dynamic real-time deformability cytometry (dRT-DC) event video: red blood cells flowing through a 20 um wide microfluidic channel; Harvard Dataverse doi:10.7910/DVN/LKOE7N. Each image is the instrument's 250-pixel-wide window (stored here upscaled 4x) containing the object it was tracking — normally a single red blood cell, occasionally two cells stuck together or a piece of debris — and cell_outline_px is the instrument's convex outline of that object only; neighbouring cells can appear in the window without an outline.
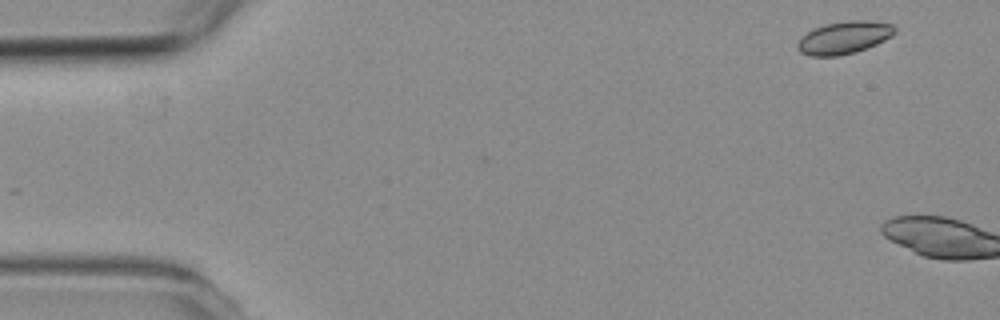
{"species": "common noctule bat (a hibernating species)", "species_latin": "Nyctalus noctula", "temperature_condition": "room temperature", "stored_images_in_passage": 5, "camera_frame_rate_fps": 3000, "um_per_image_px": 0.085, "animal": {"sex": "female", "body_mass_g": 19.3, "forearm_length_mm": 54.1}, "frame": {"image": 1, "passage_image": 1, "time_ms": 0.0, "image_size_px": [1000, 320], "cell_outline_px": [[896, 32], [892, 36], [876, 44], [856, 52], [836, 56], [812, 56], [800, 52], [796, 48], [796, 44], [800, 36], [816, 28], [828, 24], [848, 20], [864, 20], [892, 24], [896, 28]], "centroid_in_image_um": [71.74, 3.2], "position_along_channel_um": 13.3, "area_um2": 18.38}}